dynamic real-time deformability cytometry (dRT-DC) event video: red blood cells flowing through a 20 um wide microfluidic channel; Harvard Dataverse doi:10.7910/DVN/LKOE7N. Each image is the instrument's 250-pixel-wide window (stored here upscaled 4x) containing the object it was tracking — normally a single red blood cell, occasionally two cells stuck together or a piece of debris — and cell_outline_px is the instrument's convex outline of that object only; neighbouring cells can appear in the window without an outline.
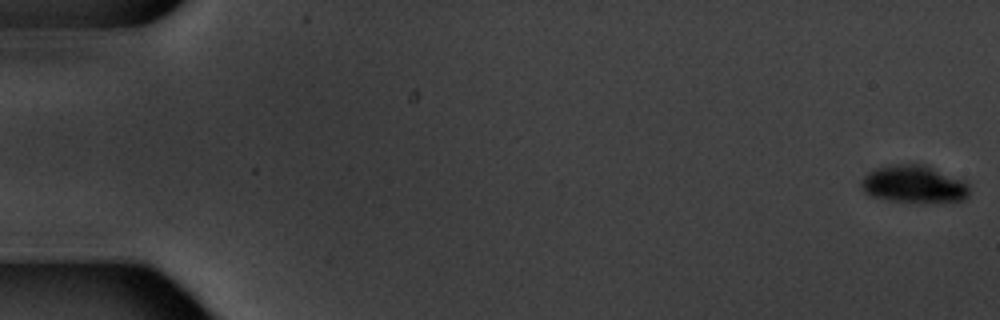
{"species": "common noctule bat (a hibernating species)", "species_latin": "Nyctalus noctula", "temperature_condition": "warm", "stored_images_in_passage": 7, "segment_of_instrument_passage": [1, 2], "camera_frame_rate_fps": 3000, "um_per_image_px": 0.085, "animal": {"sex": "male", "body_mass_g": 20.1, "forearm_length_mm": 53.5}, "frame": {"image": 1, "passage_image": 1, "time_ms": 0.0, "image_size_px": [1000, 320], "cell_outline_px": [[968, 196], [964, 200], [928, 204], [892, 200], [868, 196], [864, 192], [860, 184], [864, 176], [868, 172], [876, 168], [892, 164], [924, 164], [964, 180], [968, 184]], "centroid_in_image_um": [77.69, 15.67], "position_along_channel_um": 7.3, "area_um2": 24.04}}
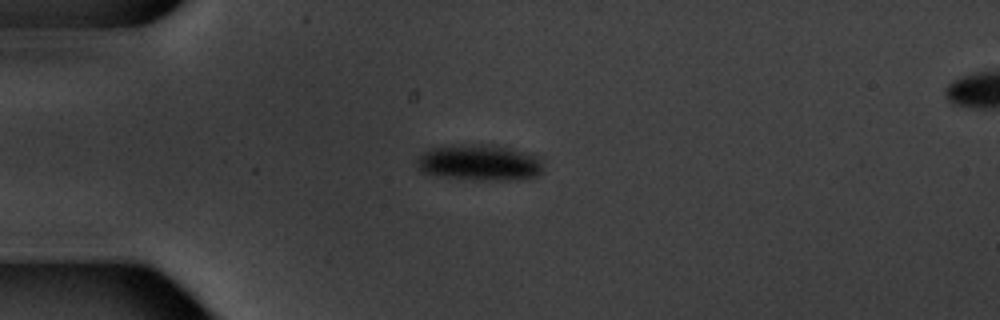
{"frame": {"image": 2, "passage_image": 5, "time_ms": 5.0, "image_size_px": [1000, 320], "cell_outline_px": [[544, 172], [536, 176], [508, 180], [488, 180], [436, 176], [420, 172], [416, 160], [424, 152], [432, 148], [452, 144], [492, 144], [544, 156]], "centroid_in_image_um": [40.83, 13.8], "position_along_channel_um": 44.2, "area_um2": 27.11}}